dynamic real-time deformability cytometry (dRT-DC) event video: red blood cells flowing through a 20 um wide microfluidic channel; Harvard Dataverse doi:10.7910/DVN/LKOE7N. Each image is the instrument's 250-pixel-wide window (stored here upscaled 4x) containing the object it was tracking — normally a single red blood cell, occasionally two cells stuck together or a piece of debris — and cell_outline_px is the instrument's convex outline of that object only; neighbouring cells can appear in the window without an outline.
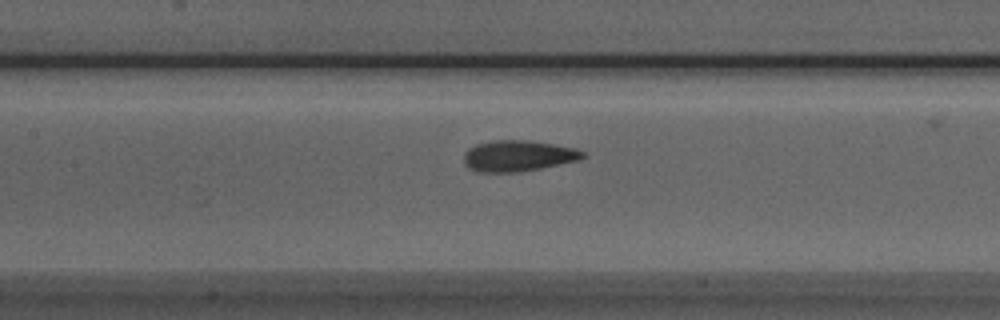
{"species": "Egyptian fruit bat (a non-hibernating species)", "species_latin": "Rousettus aegyptiacus", "temperature_condition": "room temperature", "stored_images_in_passage": 25, "camera_frame_rate_fps": 3000, "um_per_image_px": 0.085, "animal": {"sex": "male"}, "frame": {"image": 1, "passage_image": 8, "time_ms": 2.333, "image_size_px": [1000, 320], "cell_outline_px": [[588, 156], [580, 160], [540, 168], [516, 172], [480, 172], [468, 168], [464, 164], [464, 152], [468, 148], [476, 144], [492, 140], [524, 140], [552, 144], [576, 148], [584, 152]], "centroid_in_image_um": [44.03, 13.25], "position_along_channel_um": 163.4, "area_um2": 21.56}}
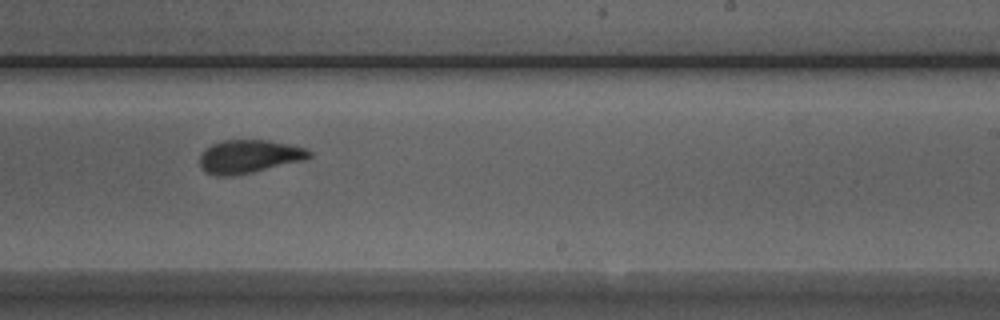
{"frame": {"image": 2, "passage_image": 16, "time_ms": 5.0, "image_size_px": [1000, 320], "cell_outline_px": [[312, 156], [308, 160], [252, 172], [232, 176], [216, 176], [200, 168], [200, 156], [212, 144], [224, 140], [268, 140], [288, 144], [304, 148], [312, 152]], "centroid_in_image_um": [21.22, 13.31], "position_along_channel_um": 267.8, "area_um2": 21.21}}
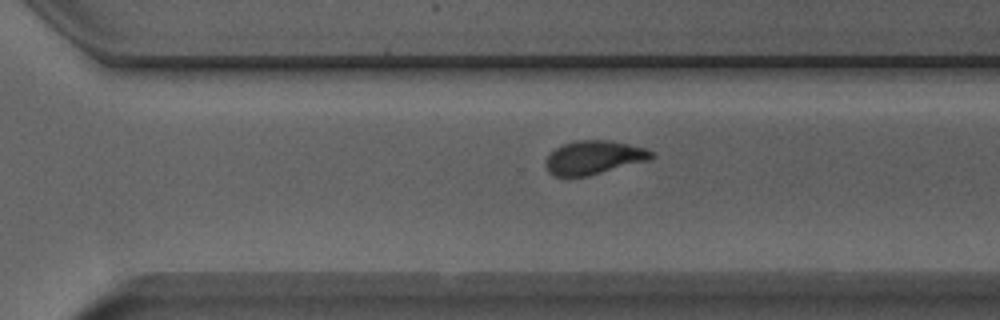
{"frame": {"image": 3, "passage_image": 20, "time_ms": 6.333, "image_size_px": [1000, 320], "cell_outline_px": [[656, 156], [648, 160], [588, 176], [552, 176], [548, 172], [544, 164], [544, 160], [556, 148], [564, 144], [576, 140], [608, 140], [628, 144], [644, 148], [656, 152]], "centroid_in_image_um": [50.47, 13.39], "position_along_channel_um": 320.1, "area_um2": 20.75}}